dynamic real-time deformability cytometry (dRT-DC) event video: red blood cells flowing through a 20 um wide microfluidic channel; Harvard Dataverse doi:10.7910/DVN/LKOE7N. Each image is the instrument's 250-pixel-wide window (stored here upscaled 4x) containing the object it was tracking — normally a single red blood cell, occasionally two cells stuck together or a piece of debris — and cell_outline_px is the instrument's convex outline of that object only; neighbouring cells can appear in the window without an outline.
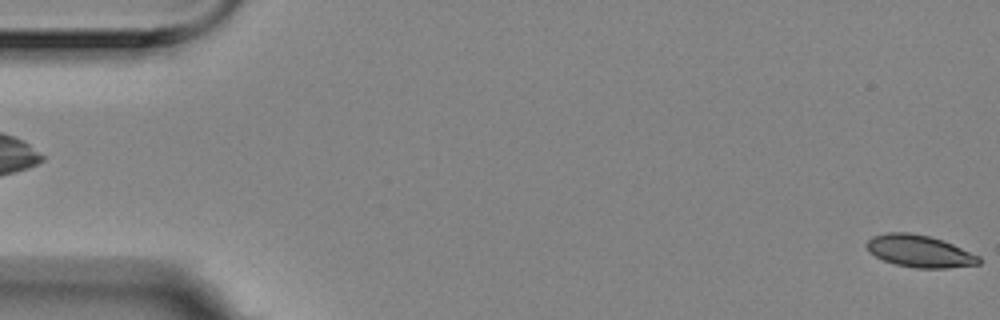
{"species": "Egyptian fruit bat (a non-hibernating species)", "species_latin": "Rousettus aegyptiacus", "temperature_condition": "room temperature", "stored_images_in_passage": 2, "camera_frame_rate_fps": 3000, "um_per_image_px": 0.085, "animal": {"sex": "female"}, "frame": {"image": 1, "passage_image": 2, "time_ms": 0.333, "image_size_px": [1000, 320], "cell_outline_px": [[980, 264], [948, 268], [916, 268], [896, 264], [884, 260], [868, 252], [868, 240], [872, 236], [888, 232], [908, 232], [928, 236], [952, 244], [980, 256]], "centroid_in_image_um": [78.16, 21.35], "position_along_channel_um": 6.8, "area_um2": 20.75}}